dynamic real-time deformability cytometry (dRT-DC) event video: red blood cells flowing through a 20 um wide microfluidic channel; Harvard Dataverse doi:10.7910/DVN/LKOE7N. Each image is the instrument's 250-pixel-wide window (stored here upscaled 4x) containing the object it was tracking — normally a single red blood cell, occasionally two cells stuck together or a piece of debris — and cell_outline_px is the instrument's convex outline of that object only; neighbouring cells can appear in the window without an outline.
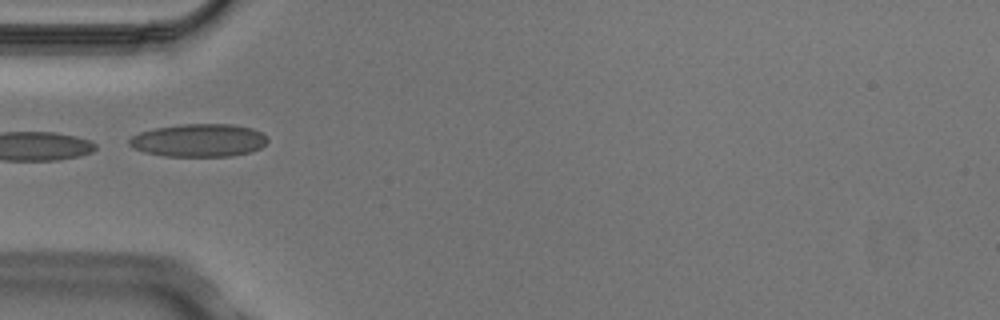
{"species": "Egyptian fruit bat (a non-hibernating species)", "species_latin": "Rousettus aegyptiacus", "temperature_condition": "cold", "stored_images_in_passage": 7, "camera_frame_rate_fps": 3000, "um_per_image_px": 0.085, "animal": {"sex": "male"}, "frame": {"image": 1, "passage_image": 5, "time_ms": 1.333, "image_size_px": [1000, 320], "cell_outline_px": [[268, 140], [260, 148], [252, 152], [232, 156], [164, 156], [144, 152], [132, 148], [128, 144], [128, 140], [132, 136], [140, 132], [156, 128], [180, 124], [232, 124], [252, 128], [260, 132]], "centroid_in_image_um": [16.88, 11.93], "position_along_channel_um": 68.1, "area_um2": 26.59}}
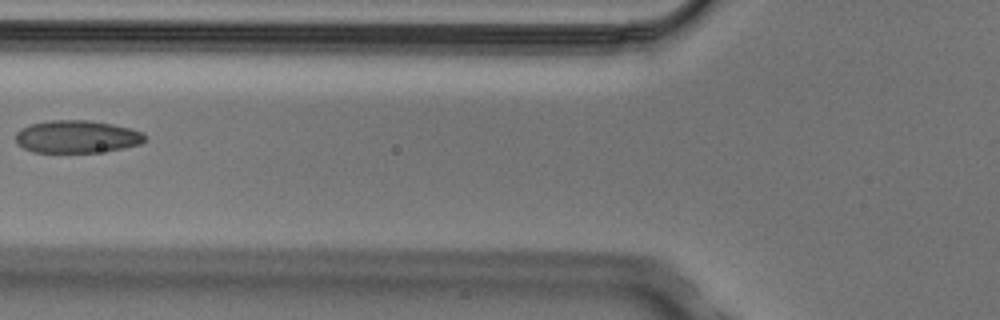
{"frame": {"image": 2, "passage_image": 6, "time_ms": 1.667, "image_size_px": [1000, 320], "cell_outline_px": [[144, 140], [140, 144], [120, 148], [96, 152], [32, 152], [16, 144], [16, 132], [20, 128], [32, 124], [52, 120], [88, 120], [112, 124], [132, 128], [140, 132], [144, 136]], "centroid_in_image_um": [6.48, 11.61], "position_along_channel_um": 119.3, "area_um2": 24.33}}
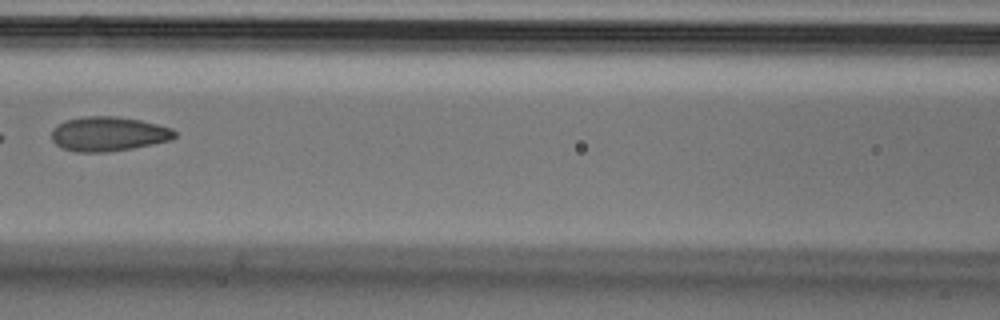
{"frame": {"image": 3, "passage_image": 7, "time_ms": 2.0, "image_size_px": [1000, 320], "cell_outline_px": [[176, 136], [172, 140], [132, 148], [108, 152], [76, 152], [60, 148], [52, 140], [52, 128], [56, 124], [64, 120], [80, 116], [116, 116], [140, 120], [172, 128], [176, 132]], "centroid_in_image_um": [9.18, 11.38], "position_along_channel_um": 157.4, "area_um2": 25.03}}